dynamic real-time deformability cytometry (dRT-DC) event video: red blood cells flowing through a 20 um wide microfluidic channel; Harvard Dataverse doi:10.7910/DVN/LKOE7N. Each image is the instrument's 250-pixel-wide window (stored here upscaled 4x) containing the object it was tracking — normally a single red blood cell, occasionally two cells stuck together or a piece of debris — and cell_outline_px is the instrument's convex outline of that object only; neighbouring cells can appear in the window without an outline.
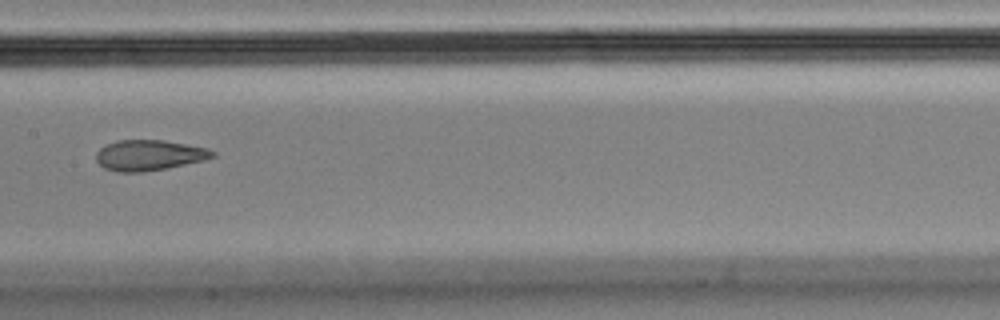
{"species": "Egyptian fruit bat (a non-hibernating species)", "species_latin": "Rousettus aegyptiacus", "temperature_condition": "cold", "stored_images_in_passage": 9, "camera_frame_rate_fps": 3000, "um_per_image_px": 0.085, "animal": {"sex": "male"}, "frame": {"image": 1, "passage_image": 8, "time_ms": 2.333, "image_size_px": [1000, 320], "cell_outline_px": [[216, 156], [204, 160], [168, 168], [140, 172], [120, 172], [104, 168], [96, 160], [96, 152], [100, 148], [116, 140], [164, 140], [208, 148], [216, 152]], "centroid_in_image_um": [12.69, 13.19], "position_along_channel_um": 194.7, "area_um2": 20.75}}
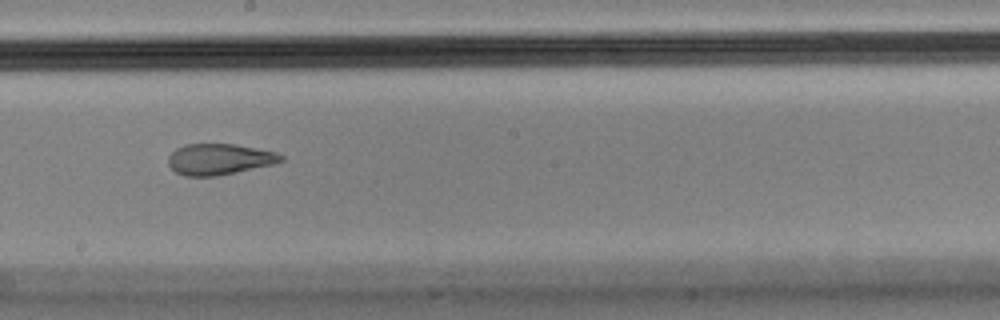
{"frame": {"image": 2, "passage_image": 9, "time_ms": 2.667, "image_size_px": [1000, 320], "cell_outline_px": [[284, 160], [272, 164], [236, 172], [216, 176], [184, 176], [176, 172], [168, 164], [168, 156], [176, 148], [184, 144], [236, 144], [276, 152], [284, 156]], "centroid_in_image_um": [18.62, 13.53], "position_along_channel_um": 229.6, "area_um2": 20.35}}